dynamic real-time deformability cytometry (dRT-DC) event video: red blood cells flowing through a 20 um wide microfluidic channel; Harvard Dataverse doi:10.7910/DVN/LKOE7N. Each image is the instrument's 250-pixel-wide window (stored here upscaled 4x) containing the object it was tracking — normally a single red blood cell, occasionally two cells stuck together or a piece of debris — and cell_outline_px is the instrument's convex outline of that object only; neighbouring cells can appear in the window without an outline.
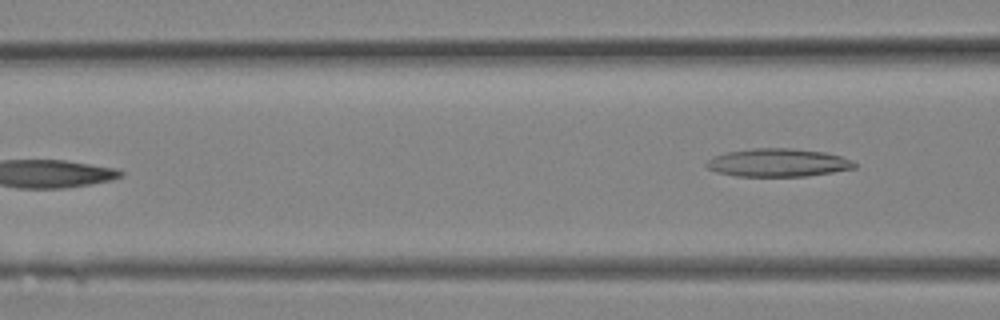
{"species": "Egyptian fruit bat (a non-hibernating species)", "species_latin": "Rousettus aegyptiacus", "temperature_condition": "room temperature", "stored_images_in_passage": 12, "camera_frame_rate_fps": 3000, "um_per_image_px": 0.085, "animal": {"sex": "female"}, "frame": {"image": 1, "passage_image": 12, "time_ms": 3.667, "image_size_px": [1000, 320], "cell_outline_px": [[856, 168], [832, 172], [804, 176], [736, 176], [716, 172], [708, 168], [704, 164], [712, 156], [728, 152], [752, 148], [792, 148], [824, 152], [840, 156], [852, 160], [856, 164]], "centroid_in_image_um": [66.11, 13.82], "position_along_channel_um": 100.5, "area_um2": 24.22}}